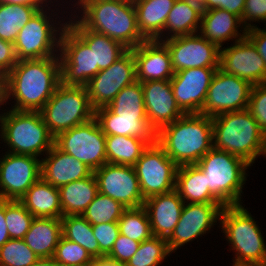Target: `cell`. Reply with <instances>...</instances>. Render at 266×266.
I'll use <instances>...</instances> for the list:
<instances>
[{"mask_svg":"<svg viewBox=\"0 0 266 266\" xmlns=\"http://www.w3.org/2000/svg\"><path fill=\"white\" fill-rule=\"evenodd\" d=\"M156 142L178 166L196 164L212 147V117L188 113L156 133Z\"/></svg>","mask_w":266,"mask_h":266,"instance_id":"obj_3","label":"cell"},{"mask_svg":"<svg viewBox=\"0 0 266 266\" xmlns=\"http://www.w3.org/2000/svg\"><path fill=\"white\" fill-rule=\"evenodd\" d=\"M176 0H134L139 32L146 40H156L164 31Z\"/></svg>","mask_w":266,"mask_h":266,"instance_id":"obj_31","label":"cell"},{"mask_svg":"<svg viewBox=\"0 0 266 266\" xmlns=\"http://www.w3.org/2000/svg\"><path fill=\"white\" fill-rule=\"evenodd\" d=\"M89 266H124V265H120L107 258H98V259H94L93 262Z\"/></svg>","mask_w":266,"mask_h":266,"instance_id":"obj_55","label":"cell"},{"mask_svg":"<svg viewBox=\"0 0 266 266\" xmlns=\"http://www.w3.org/2000/svg\"><path fill=\"white\" fill-rule=\"evenodd\" d=\"M76 0H74V1H72V3L73 2H75ZM83 1H85V0H77L74 4H72V3H69V5L71 4L72 6H79Z\"/></svg>","mask_w":266,"mask_h":266,"instance_id":"obj_58","label":"cell"},{"mask_svg":"<svg viewBox=\"0 0 266 266\" xmlns=\"http://www.w3.org/2000/svg\"><path fill=\"white\" fill-rule=\"evenodd\" d=\"M188 4L201 18L208 12L205 0H182Z\"/></svg>","mask_w":266,"mask_h":266,"instance_id":"obj_53","label":"cell"},{"mask_svg":"<svg viewBox=\"0 0 266 266\" xmlns=\"http://www.w3.org/2000/svg\"><path fill=\"white\" fill-rule=\"evenodd\" d=\"M41 8L40 5L0 3V38L14 43L19 29L23 28Z\"/></svg>","mask_w":266,"mask_h":266,"instance_id":"obj_36","label":"cell"},{"mask_svg":"<svg viewBox=\"0 0 266 266\" xmlns=\"http://www.w3.org/2000/svg\"><path fill=\"white\" fill-rule=\"evenodd\" d=\"M18 61L14 43L0 38V69L9 73Z\"/></svg>","mask_w":266,"mask_h":266,"instance_id":"obj_48","label":"cell"},{"mask_svg":"<svg viewBox=\"0 0 266 266\" xmlns=\"http://www.w3.org/2000/svg\"><path fill=\"white\" fill-rule=\"evenodd\" d=\"M75 9L69 17L74 16L85 28L116 40L128 50L146 41L137 26L133 1L85 0Z\"/></svg>","mask_w":266,"mask_h":266,"instance_id":"obj_2","label":"cell"},{"mask_svg":"<svg viewBox=\"0 0 266 266\" xmlns=\"http://www.w3.org/2000/svg\"><path fill=\"white\" fill-rule=\"evenodd\" d=\"M223 204L210 203H185L181 211L180 219L171 236L167 239L171 253L208 234L216 223L220 222V214Z\"/></svg>","mask_w":266,"mask_h":266,"instance_id":"obj_18","label":"cell"},{"mask_svg":"<svg viewBox=\"0 0 266 266\" xmlns=\"http://www.w3.org/2000/svg\"><path fill=\"white\" fill-rule=\"evenodd\" d=\"M168 48L174 72L191 68H220V48L199 33L162 41Z\"/></svg>","mask_w":266,"mask_h":266,"instance_id":"obj_16","label":"cell"},{"mask_svg":"<svg viewBox=\"0 0 266 266\" xmlns=\"http://www.w3.org/2000/svg\"><path fill=\"white\" fill-rule=\"evenodd\" d=\"M38 1H39V4H40V6H41L42 8H44V7H45V8H46V7H48V8L50 7V8H51L52 6L54 7V3H55V1H56L57 3L59 2L58 0H53L54 2H53L52 0H38ZM61 1H62V0H61ZM63 1H64V0H63ZM65 1H66V0H65ZM47 3H48V4H47ZM51 3H53V4H51ZM44 4H45V5H44ZM49 4H50V6H49ZM51 5H52V6H51Z\"/></svg>","mask_w":266,"mask_h":266,"instance_id":"obj_57","label":"cell"},{"mask_svg":"<svg viewBox=\"0 0 266 266\" xmlns=\"http://www.w3.org/2000/svg\"><path fill=\"white\" fill-rule=\"evenodd\" d=\"M93 173L99 193L116 200L125 208L143 206L145 200L134 166L105 163Z\"/></svg>","mask_w":266,"mask_h":266,"instance_id":"obj_17","label":"cell"},{"mask_svg":"<svg viewBox=\"0 0 266 266\" xmlns=\"http://www.w3.org/2000/svg\"><path fill=\"white\" fill-rule=\"evenodd\" d=\"M201 17L184 1L176 0L168 14L163 33L156 39L164 41L173 37L198 33Z\"/></svg>","mask_w":266,"mask_h":266,"instance_id":"obj_33","label":"cell"},{"mask_svg":"<svg viewBox=\"0 0 266 266\" xmlns=\"http://www.w3.org/2000/svg\"><path fill=\"white\" fill-rule=\"evenodd\" d=\"M247 109L266 134V83L252 86Z\"/></svg>","mask_w":266,"mask_h":266,"instance_id":"obj_44","label":"cell"},{"mask_svg":"<svg viewBox=\"0 0 266 266\" xmlns=\"http://www.w3.org/2000/svg\"><path fill=\"white\" fill-rule=\"evenodd\" d=\"M92 230L100 247V258H105L111 251L119 232L118 222L92 225Z\"/></svg>","mask_w":266,"mask_h":266,"instance_id":"obj_45","label":"cell"},{"mask_svg":"<svg viewBox=\"0 0 266 266\" xmlns=\"http://www.w3.org/2000/svg\"><path fill=\"white\" fill-rule=\"evenodd\" d=\"M94 118L106 136H135L149 145L156 142V131L147 119L116 118L106 106L95 109Z\"/></svg>","mask_w":266,"mask_h":266,"instance_id":"obj_27","label":"cell"},{"mask_svg":"<svg viewBox=\"0 0 266 266\" xmlns=\"http://www.w3.org/2000/svg\"><path fill=\"white\" fill-rule=\"evenodd\" d=\"M106 107L116 118L147 119L141 82L124 87Z\"/></svg>","mask_w":266,"mask_h":266,"instance_id":"obj_35","label":"cell"},{"mask_svg":"<svg viewBox=\"0 0 266 266\" xmlns=\"http://www.w3.org/2000/svg\"><path fill=\"white\" fill-rule=\"evenodd\" d=\"M137 81L136 63L132 50H127L106 69L100 70L85 85L94 109L107 106L126 86Z\"/></svg>","mask_w":266,"mask_h":266,"instance_id":"obj_14","label":"cell"},{"mask_svg":"<svg viewBox=\"0 0 266 266\" xmlns=\"http://www.w3.org/2000/svg\"><path fill=\"white\" fill-rule=\"evenodd\" d=\"M217 69L201 67L174 73L170 84L177 105L185 114L200 113Z\"/></svg>","mask_w":266,"mask_h":266,"instance_id":"obj_20","label":"cell"},{"mask_svg":"<svg viewBox=\"0 0 266 266\" xmlns=\"http://www.w3.org/2000/svg\"><path fill=\"white\" fill-rule=\"evenodd\" d=\"M121 235L142 242L153 236L148 214L145 208H127L118 220Z\"/></svg>","mask_w":266,"mask_h":266,"instance_id":"obj_39","label":"cell"},{"mask_svg":"<svg viewBox=\"0 0 266 266\" xmlns=\"http://www.w3.org/2000/svg\"><path fill=\"white\" fill-rule=\"evenodd\" d=\"M149 144L135 136H106L107 163L134 166Z\"/></svg>","mask_w":266,"mask_h":266,"instance_id":"obj_34","label":"cell"},{"mask_svg":"<svg viewBox=\"0 0 266 266\" xmlns=\"http://www.w3.org/2000/svg\"><path fill=\"white\" fill-rule=\"evenodd\" d=\"M39 112L54 137L92 120L95 115L86 87L62 82Z\"/></svg>","mask_w":266,"mask_h":266,"instance_id":"obj_9","label":"cell"},{"mask_svg":"<svg viewBox=\"0 0 266 266\" xmlns=\"http://www.w3.org/2000/svg\"><path fill=\"white\" fill-rule=\"evenodd\" d=\"M59 58L61 82L65 85L85 86L100 72L94 51L68 25L61 35Z\"/></svg>","mask_w":266,"mask_h":266,"instance_id":"obj_12","label":"cell"},{"mask_svg":"<svg viewBox=\"0 0 266 266\" xmlns=\"http://www.w3.org/2000/svg\"><path fill=\"white\" fill-rule=\"evenodd\" d=\"M136 63L137 81L170 80L174 71L168 48L160 41L146 40L131 49Z\"/></svg>","mask_w":266,"mask_h":266,"instance_id":"obj_22","label":"cell"},{"mask_svg":"<svg viewBox=\"0 0 266 266\" xmlns=\"http://www.w3.org/2000/svg\"><path fill=\"white\" fill-rule=\"evenodd\" d=\"M44 156L41 159V177L56 188L93 173L84 163L62 152L55 145Z\"/></svg>","mask_w":266,"mask_h":266,"instance_id":"obj_24","label":"cell"},{"mask_svg":"<svg viewBox=\"0 0 266 266\" xmlns=\"http://www.w3.org/2000/svg\"><path fill=\"white\" fill-rule=\"evenodd\" d=\"M263 156L266 157V134H265V147H264V153Z\"/></svg>","mask_w":266,"mask_h":266,"instance_id":"obj_59","label":"cell"},{"mask_svg":"<svg viewBox=\"0 0 266 266\" xmlns=\"http://www.w3.org/2000/svg\"><path fill=\"white\" fill-rule=\"evenodd\" d=\"M54 145L62 152L74 156L93 172L107 163L106 135L95 118L59 133L54 139Z\"/></svg>","mask_w":266,"mask_h":266,"instance_id":"obj_10","label":"cell"},{"mask_svg":"<svg viewBox=\"0 0 266 266\" xmlns=\"http://www.w3.org/2000/svg\"><path fill=\"white\" fill-rule=\"evenodd\" d=\"M61 83L59 57L17 61L8 73L10 109L39 112Z\"/></svg>","mask_w":266,"mask_h":266,"instance_id":"obj_1","label":"cell"},{"mask_svg":"<svg viewBox=\"0 0 266 266\" xmlns=\"http://www.w3.org/2000/svg\"><path fill=\"white\" fill-rule=\"evenodd\" d=\"M34 216L20 201L5 200V220L10 239H23Z\"/></svg>","mask_w":266,"mask_h":266,"instance_id":"obj_41","label":"cell"},{"mask_svg":"<svg viewBox=\"0 0 266 266\" xmlns=\"http://www.w3.org/2000/svg\"><path fill=\"white\" fill-rule=\"evenodd\" d=\"M54 11L55 9L50 7L41 8L23 28L19 29L14 42L18 61L59 57L61 35L68 22H64L66 19Z\"/></svg>","mask_w":266,"mask_h":266,"instance_id":"obj_8","label":"cell"},{"mask_svg":"<svg viewBox=\"0 0 266 266\" xmlns=\"http://www.w3.org/2000/svg\"><path fill=\"white\" fill-rule=\"evenodd\" d=\"M62 235L86 249L94 259L100 258V247L92 225L82 215H67L61 218Z\"/></svg>","mask_w":266,"mask_h":266,"instance_id":"obj_37","label":"cell"},{"mask_svg":"<svg viewBox=\"0 0 266 266\" xmlns=\"http://www.w3.org/2000/svg\"><path fill=\"white\" fill-rule=\"evenodd\" d=\"M185 202L179 193L154 195L144 201L153 236L168 239L176 227Z\"/></svg>","mask_w":266,"mask_h":266,"instance_id":"obj_23","label":"cell"},{"mask_svg":"<svg viewBox=\"0 0 266 266\" xmlns=\"http://www.w3.org/2000/svg\"><path fill=\"white\" fill-rule=\"evenodd\" d=\"M213 147L242 158L253 166L263 156L265 133L248 109L212 117Z\"/></svg>","mask_w":266,"mask_h":266,"instance_id":"obj_4","label":"cell"},{"mask_svg":"<svg viewBox=\"0 0 266 266\" xmlns=\"http://www.w3.org/2000/svg\"><path fill=\"white\" fill-rule=\"evenodd\" d=\"M139 245L140 242L134 241L129 237L119 234L110 253L105 258L120 265H125L126 262L138 250Z\"/></svg>","mask_w":266,"mask_h":266,"instance_id":"obj_46","label":"cell"},{"mask_svg":"<svg viewBox=\"0 0 266 266\" xmlns=\"http://www.w3.org/2000/svg\"><path fill=\"white\" fill-rule=\"evenodd\" d=\"M10 239L5 220V200L0 199V247Z\"/></svg>","mask_w":266,"mask_h":266,"instance_id":"obj_52","label":"cell"},{"mask_svg":"<svg viewBox=\"0 0 266 266\" xmlns=\"http://www.w3.org/2000/svg\"><path fill=\"white\" fill-rule=\"evenodd\" d=\"M175 190L185 203L222 204L209 191L205 174L196 164L178 166Z\"/></svg>","mask_w":266,"mask_h":266,"instance_id":"obj_30","label":"cell"},{"mask_svg":"<svg viewBox=\"0 0 266 266\" xmlns=\"http://www.w3.org/2000/svg\"><path fill=\"white\" fill-rule=\"evenodd\" d=\"M170 255L167 239L152 236L140 243L124 266H160Z\"/></svg>","mask_w":266,"mask_h":266,"instance_id":"obj_38","label":"cell"},{"mask_svg":"<svg viewBox=\"0 0 266 266\" xmlns=\"http://www.w3.org/2000/svg\"><path fill=\"white\" fill-rule=\"evenodd\" d=\"M62 217L82 215L88 205L99 193L94 173L89 177L70 182L58 188Z\"/></svg>","mask_w":266,"mask_h":266,"instance_id":"obj_32","label":"cell"},{"mask_svg":"<svg viewBox=\"0 0 266 266\" xmlns=\"http://www.w3.org/2000/svg\"><path fill=\"white\" fill-rule=\"evenodd\" d=\"M198 33L222 48L226 41L236 42L244 38L246 29L239 16L227 10L215 8L208 9V12L201 18Z\"/></svg>","mask_w":266,"mask_h":266,"instance_id":"obj_25","label":"cell"},{"mask_svg":"<svg viewBox=\"0 0 266 266\" xmlns=\"http://www.w3.org/2000/svg\"><path fill=\"white\" fill-rule=\"evenodd\" d=\"M253 217L245 205L222 208L218 227L235 253L232 266H266V243Z\"/></svg>","mask_w":266,"mask_h":266,"instance_id":"obj_5","label":"cell"},{"mask_svg":"<svg viewBox=\"0 0 266 266\" xmlns=\"http://www.w3.org/2000/svg\"><path fill=\"white\" fill-rule=\"evenodd\" d=\"M266 25V0H245L241 22L246 30L256 27L253 22Z\"/></svg>","mask_w":266,"mask_h":266,"instance_id":"obj_47","label":"cell"},{"mask_svg":"<svg viewBox=\"0 0 266 266\" xmlns=\"http://www.w3.org/2000/svg\"><path fill=\"white\" fill-rule=\"evenodd\" d=\"M9 85H8V73L0 69V108L2 105L9 103ZM7 111L6 109L0 112V117ZM4 112V113H3Z\"/></svg>","mask_w":266,"mask_h":266,"instance_id":"obj_51","label":"cell"},{"mask_svg":"<svg viewBox=\"0 0 266 266\" xmlns=\"http://www.w3.org/2000/svg\"><path fill=\"white\" fill-rule=\"evenodd\" d=\"M252 86L248 81L218 68L211 80L200 114L218 116L248 108Z\"/></svg>","mask_w":266,"mask_h":266,"instance_id":"obj_13","label":"cell"},{"mask_svg":"<svg viewBox=\"0 0 266 266\" xmlns=\"http://www.w3.org/2000/svg\"><path fill=\"white\" fill-rule=\"evenodd\" d=\"M220 69L251 85L266 83L265 61L247 36L220 48Z\"/></svg>","mask_w":266,"mask_h":266,"instance_id":"obj_19","label":"cell"},{"mask_svg":"<svg viewBox=\"0 0 266 266\" xmlns=\"http://www.w3.org/2000/svg\"><path fill=\"white\" fill-rule=\"evenodd\" d=\"M258 27L259 26H256L246 30V36L257 48L258 53L261 55L266 65V27H264L265 29Z\"/></svg>","mask_w":266,"mask_h":266,"instance_id":"obj_50","label":"cell"},{"mask_svg":"<svg viewBox=\"0 0 266 266\" xmlns=\"http://www.w3.org/2000/svg\"><path fill=\"white\" fill-rule=\"evenodd\" d=\"M2 4L40 5L38 0H0Z\"/></svg>","mask_w":266,"mask_h":266,"instance_id":"obj_56","label":"cell"},{"mask_svg":"<svg viewBox=\"0 0 266 266\" xmlns=\"http://www.w3.org/2000/svg\"><path fill=\"white\" fill-rule=\"evenodd\" d=\"M122 204L109 196L98 193L88 205L82 216L91 224L118 222L126 210Z\"/></svg>","mask_w":266,"mask_h":266,"instance_id":"obj_40","label":"cell"},{"mask_svg":"<svg viewBox=\"0 0 266 266\" xmlns=\"http://www.w3.org/2000/svg\"><path fill=\"white\" fill-rule=\"evenodd\" d=\"M61 236V218L34 217L23 240L40 258H52Z\"/></svg>","mask_w":266,"mask_h":266,"instance_id":"obj_29","label":"cell"},{"mask_svg":"<svg viewBox=\"0 0 266 266\" xmlns=\"http://www.w3.org/2000/svg\"><path fill=\"white\" fill-rule=\"evenodd\" d=\"M67 25L94 51L95 66L103 70L111 66L128 49L112 38L85 28L74 16L65 17Z\"/></svg>","mask_w":266,"mask_h":266,"instance_id":"obj_26","label":"cell"},{"mask_svg":"<svg viewBox=\"0 0 266 266\" xmlns=\"http://www.w3.org/2000/svg\"><path fill=\"white\" fill-rule=\"evenodd\" d=\"M30 266H62L53 258H39L35 263Z\"/></svg>","mask_w":266,"mask_h":266,"instance_id":"obj_54","label":"cell"},{"mask_svg":"<svg viewBox=\"0 0 266 266\" xmlns=\"http://www.w3.org/2000/svg\"><path fill=\"white\" fill-rule=\"evenodd\" d=\"M147 120L156 133L185 113L175 100L170 80L142 82Z\"/></svg>","mask_w":266,"mask_h":266,"instance_id":"obj_21","label":"cell"},{"mask_svg":"<svg viewBox=\"0 0 266 266\" xmlns=\"http://www.w3.org/2000/svg\"><path fill=\"white\" fill-rule=\"evenodd\" d=\"M39 258L23 239H9L0 247V266H30Z\"/></svg>","mask_w":266,"mask_h":266,"instance_id":"obj_42","label":"cell"},{"mask_svg":"<svg viewBox=\"0 0 266 266\" xmlns=\"http://www.w3.org/2000/svg\"><path fill=\"white\" fill-rule=\"evenodd\" d=\"M134 168L144 200L176 189L178 165L157 142L143 151Z\"/></svg>","mask_w":266,"mask_h":266,"instance_id":"obj_11","label":"cell"},{"mask_svg":"<svg viewBox=\"0 0 266 266\" xmlns=\"http://www.w3.org/2000/svg\"><path fill=\"white\" fill-rule=\"evenodd\" d=\"M40 177V158L5 152L0 158V199L19 201Z\"/></svg>","mask_w":266,"mask_h":266,"instance_id":"obj_15","label":"cell"},{"mask_svg":"<svg viewBox=\"0 0 266 266\" xmlns=\"http://www.w3.org/2000/svg\"><path fill=\"white\" fill-rule=\"evenodd\" d=\"M52 258L62 266H89L94 260L86 249L63 235L58 241Z\"/></svg>","mask_w":266,"mask_h":266,"instance_id":"obj_43","label":"cell"},{"mask_svg":"<svg viewBox=\"0 0 266 266\" xmlns=\"http://www.w3.org/2000/svg\"><path fill=\"white\" fill-rule=\"evenodd\" d=\"M196 165L205 174L209 191L224 205H242L251 165L242 158L212 147Z\"/></svg>","mask_w":266,"mask_h":266,"instance_id":"obj_7","label":"cell"},{"mask_svg":"<svg viewBox=\"0 0 266 266\" xmlns=\"http://www.w3.org/2000/svg\"><path fill=\"white\" fill-rule=\"evenodd\" d=\"M34 216L39 218H62L58 188L40 177L19 200Z\"/></svg>","mask_w":266,"mask_h":266,"instance_id":"obj_28","label":"cell"},{"mask_svg":"<svg viewBox=\"0 0 266 266\" xmlns=\"http://www.w3.org/2000/svg\"><path fill=\"white\" fill-rule=\"evenodd\" d=\"M0 140L6 143L7 151L14 154L41 157L54 145L40 112L8 109L0 117Z\"/></svg>","mask_w":266,"mask_h":266,"instance_id":"obj_6","label":"cell"},{"mask_svg":"<svg viewBox=\"0 0 266 266\" xmlns=\"http://www.w3.org/2000/svg\"><path fill=\"white\" fill-rule=\"evenodd\" d=\"M208 9H224L242 18L245 0H205Z\"/></svg>","mask_w":266,"mask_h":266,"instance_id":"obj_49","label":"cell"}]
</instances>
